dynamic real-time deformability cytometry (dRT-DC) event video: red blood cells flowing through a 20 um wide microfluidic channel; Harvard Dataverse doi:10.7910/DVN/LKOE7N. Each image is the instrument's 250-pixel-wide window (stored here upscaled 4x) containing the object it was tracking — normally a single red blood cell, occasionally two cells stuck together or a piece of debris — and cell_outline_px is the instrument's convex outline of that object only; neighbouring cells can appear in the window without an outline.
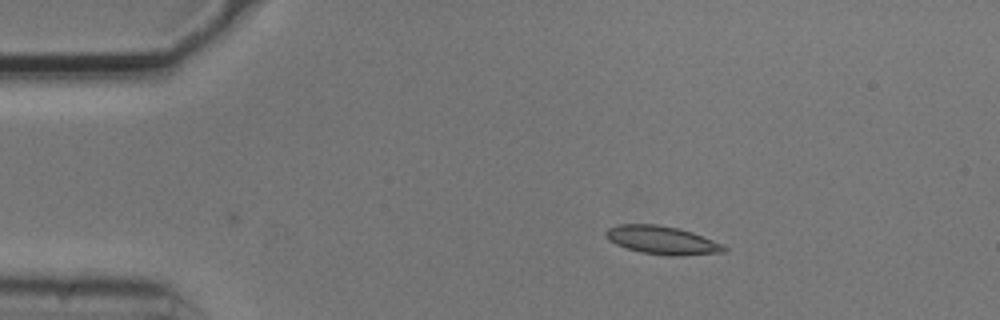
{"species": "common noctule bat (a hibernating species)", "species_latin": "Nyctalus noctula", "temperature_condition": "cold", "stored_images_in_passage": 44, "camera_frame_rate_fps": 3000, "um_per_image_px": 0.085, "animal": {"sex": "male", "body_mass_g": 20.5, "forearm_length_mm": 52.5}, "frame": {"image": 1, "passage_image": 1, "time_ms": 0.0, "image_size_px": [1000, 320], "cell_outline_px": [[728, 248], [724, 252], [680, 256], [672, 256], [640, 252], [616, 244], [608, 240], [604, 232], [608, 228], [620, 224], [656, 224], [680, 228], [692, 232], [724, 244]], "centroid_in_image_um": [56.3, 20.41], "position_along_channel_um": 28.7, "area_um2": 19.54}}
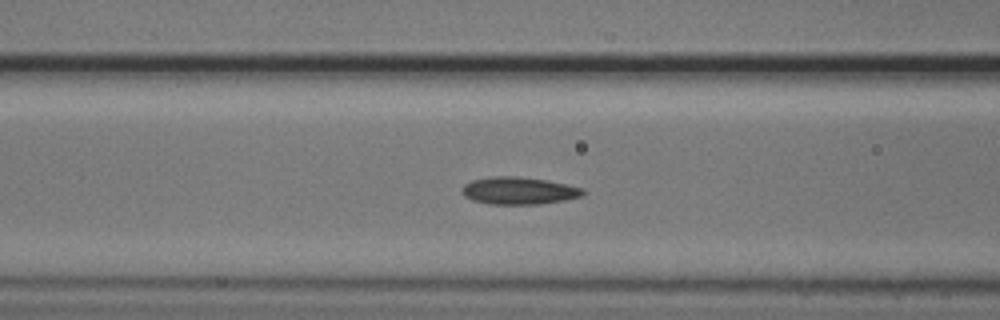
{"frame": {"image": 2, "passage_image": 13, "time_ms": 4.0, "image_size_px": [1000, 320], "cell_outline_px": [[588, 192], [580, 196], [564, 200], [540, 204], [488, 204], [472, 200], [464, 196], [460, 192], [464, 184], [472, 180], [492, 176], [516, 176], [548, 180], [568, 184], [584, 188]], "centroid_in_image_um": [44.11, 16.2], "position_along_channel_um": 122.5, "area_um2": 19.54}}
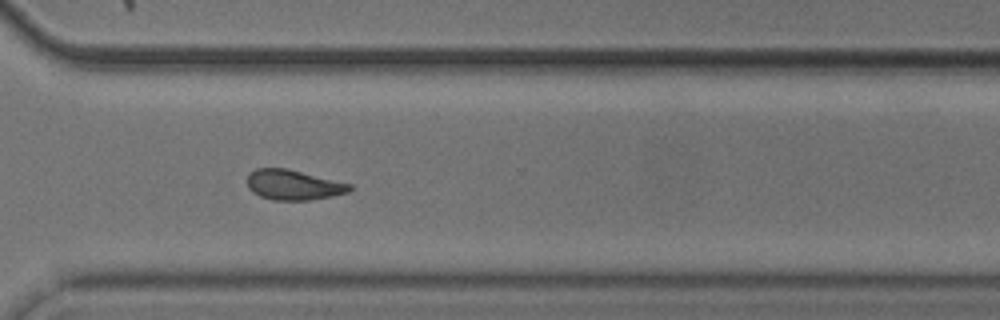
{"frame": {"image": 3, "passage_image": 31, "time_ms": 10.0, "image_size_px": [1000, 320], "cell_outline_px": [[352, 188], [348, 192], [332, 196], [308, 200], [272, 200], [260, 196], [252, 192], [248, 188], [248, 172], [256, 168], [288, 168], [352, 184]], "centroid_in_image_um": [24.92, 15.7], "position_along_channel_um": 345.7, "area_um2": 18.09}, "authors_computed_cell_mechanics": {"area_um2": 18.1492, "velocity_mm_per_s": 3.7245, "shape_relaxation_time_tau1_ms": 3.9473, "shape_relaxation_time_tau2_ms": 6.5214, "deformation_change_tau1": 0.1237, "deformation_change_tau2": 0.1026}}